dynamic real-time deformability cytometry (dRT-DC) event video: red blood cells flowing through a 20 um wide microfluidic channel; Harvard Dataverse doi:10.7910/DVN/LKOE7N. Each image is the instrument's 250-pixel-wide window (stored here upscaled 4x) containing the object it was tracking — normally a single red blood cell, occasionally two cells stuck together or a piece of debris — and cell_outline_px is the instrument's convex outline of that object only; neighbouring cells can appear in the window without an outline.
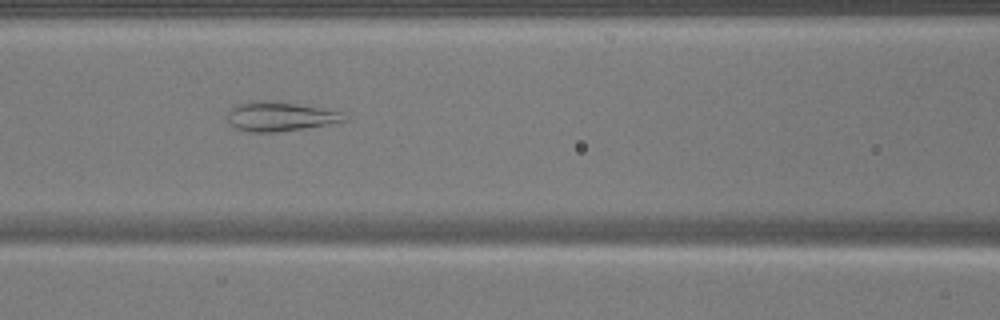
{"species": "common noctule bat (a hibernating species)", "species_latin": "Nyctalus noctula", "temperature_condition": "warm", "stored_images_in_passage": 48, "camera_frame_rate_fps": 3000, "um_per_image_px": 0.085, "animal": {"sex": "male", "body_mass_g": 17.9}, "frame": {"image": 1, "passage_image": 20, "time_ms": 6.333, "image_size_px": [1000, 320], "cell_outline_px": [[344, 120], [328, 124], [276, 132], [248, 132], [236, 128], [228, 120], [228, 108], [236, 104], [256, 100], [276, 100], [340, 112]], "centroid_in_image_um": [23.67, 9.88], "position_along_channel_um": 142.9, "area_um2": 19.65}}
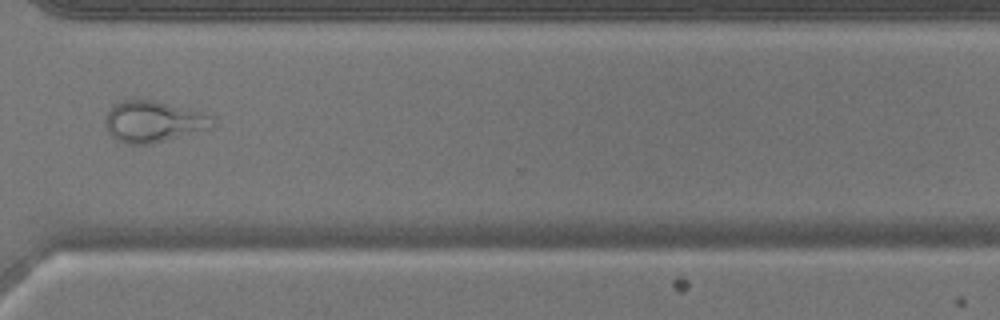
{"frame": {"image": 2, "passage_image": 36, "time_ms": 11.667, "image_size_px": [1000, 320], "cell_outline_px": [[212, 128], [148, 144], [128, 144], [116, 140], [108, 132], [104, 124], [104, 116], [112, 104], [124, 100], [152, 100], [188, 108], [204, 112], [212, 116]], "centroid_in_image_um": [12.98, 10.32], "position_along_channel_um": 357.6, "area_um2": 25.78}}
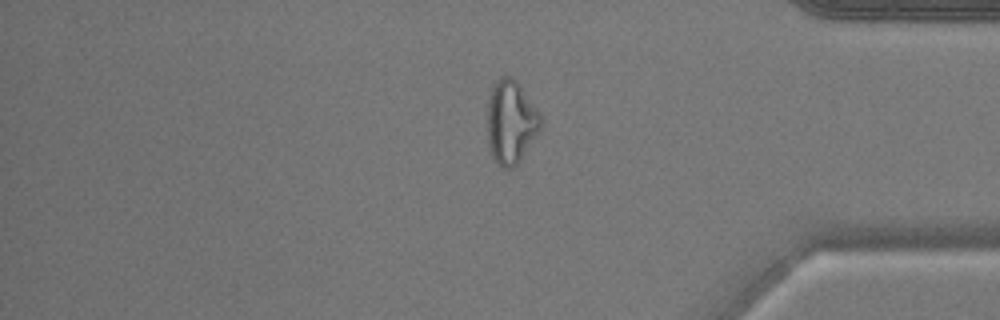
{"frame": {"image": 3, "passage_image": 40, "time_ms": 13.0, "image_size_px": [1000, 320], "cell_outline_px": [[540, 132], [516, 164], [512, 168], [504, 168], [492, 156], [488, 140], [488, 96], [492, 84], [500, 76], [512, 76], [520, 84], [536, 108], [540, 116]], "centroid_in_image_um": [43.41, 10.31], "position_along_channel_um": 391.8, "area_um2": 25.72}}